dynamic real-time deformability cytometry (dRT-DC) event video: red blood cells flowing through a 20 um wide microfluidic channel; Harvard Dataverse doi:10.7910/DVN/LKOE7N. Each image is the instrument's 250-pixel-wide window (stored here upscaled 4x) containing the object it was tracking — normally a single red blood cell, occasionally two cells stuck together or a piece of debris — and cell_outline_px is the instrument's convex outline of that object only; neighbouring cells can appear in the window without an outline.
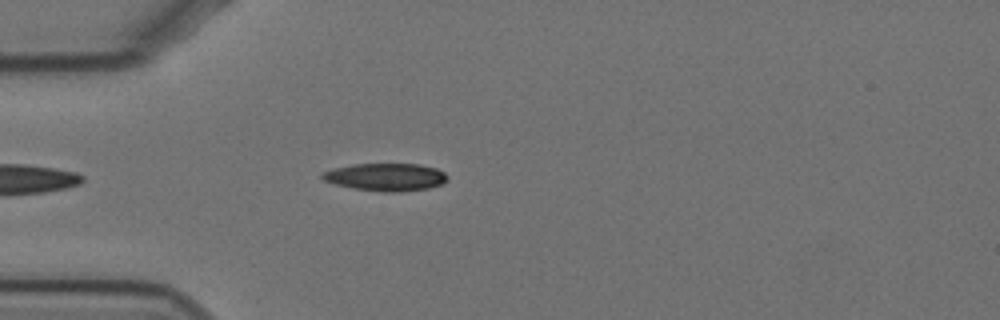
{"species": "Egyptian fruit bat (a non-hibernating species)", "species_latin": "Rousettus aegyptiacus", "temperature_condition": "cold", "stored_images_in_passage": 47, "camera_frame_rate_fps": 3000, "um_per_image_px": 0.085, "animal": {"sex": "female"}, "frame": {"image": 1, "passage_image": 5, "time_ms": 1.333, "image_size_px": [1000, 320], "cell_outline_px": [[448, 176], [440, 184], [428, 188], [400, 192], [384, 192], [352, 188], [336, 184], [324, 180], [320, 176], [320, 172], [332, 168], [352, 164], [420, 164], [436, 168], [444, 172]], "centroid_in_image_um": [32.74, 15.04], "position_along_channel_um": 52.3, "area_um2": 20.17}}
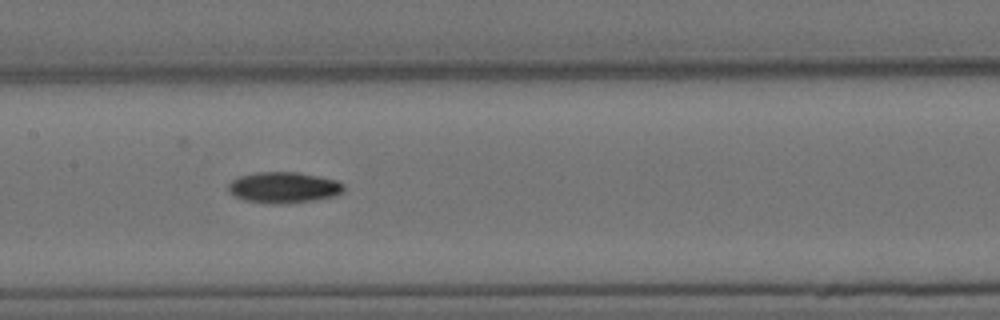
{"frame": {"image": 2, "passage_image": 17, "time_ms": 5.333, "image_size_px": [1000, 320], "cell_outline_px": [[344, 192], [336, 196], [288, 204], [272, 204], [244, 200], [228, 192], [228, 184], [232, 180], [240, 176], [256, 172], [296, 172], [320, 176], [336, 180], [344, 184]], "centroid_in_image_um": [24.13, 15.94], "position_along_channel_um": 183.3, "area_um2": 21.04}}
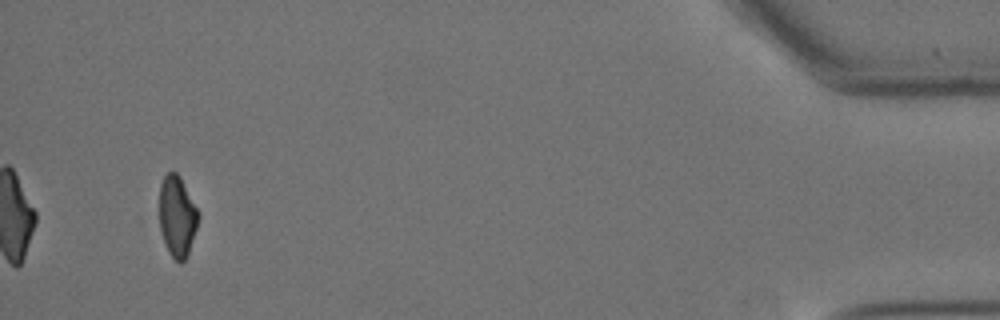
{"frame": {"image": 3, "passage_image": 44, "time_ms": 14.333, "image_size_px": [1000, 320], "cell_outline_px": [[200, 216], [188, 256], [180, 264], [168, 252], [160, 228], [160, 184], [164, 176], [168, 172], [176, 172], [180, 176], [200, 212]], "centroid_in_image_um": [15.09, 18.39], "position_along_channel_um": 420.1, "area_um2": 18.5}, "authors_computed_cell_mechanics": {"area_um2": 19.941, "velocity_mm_per_s": 3.4811, "shape_relaxation_time_tau1_ms": 8.0203, "shape_relaxation_time_tau2_ms": null, "deformation_change_tau1": 0.1759, "deformation_change_tau2": null}}